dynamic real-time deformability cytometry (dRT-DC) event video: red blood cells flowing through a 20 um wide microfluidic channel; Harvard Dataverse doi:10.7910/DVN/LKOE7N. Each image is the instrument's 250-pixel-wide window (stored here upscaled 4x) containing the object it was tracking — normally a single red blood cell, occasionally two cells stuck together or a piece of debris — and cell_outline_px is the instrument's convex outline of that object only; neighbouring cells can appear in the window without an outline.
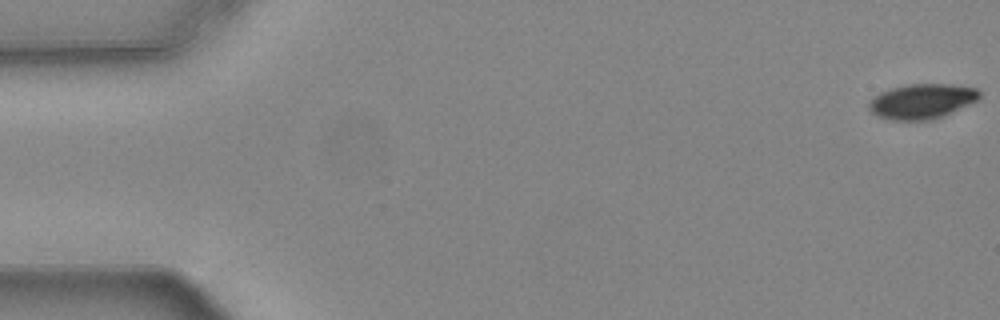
{"species": "common noctule bat (a hibernating species)", "species_latin": "Nyctalus noctula", "temperature_condition": "warm", "stored_images_in_passage": 55, "camera_frame_rate_fps": 3000, "um_per_image_px": 0.085, "animal": {"sex": "female", "body_mass_g": 24.6, "forearm_length_mm": 56.2}, "frame": {"image": 1, "passage_image": 1, "time_ms": 0.0, "image_size_px": [1000, 320], "cell_outline_px": [[980, 96], [976, 100], [944, 116], [932, 120], [892, 120], [876, 116], [868, 108], [868, 104], [880, 92], [892, 88], [908, 84], [952, 84], [976, 88], [980, 92]], "centroid_in_image_um": [78.35, 8.61], "position_along_channel_um": 6.6, "area_um2": 22.37}}
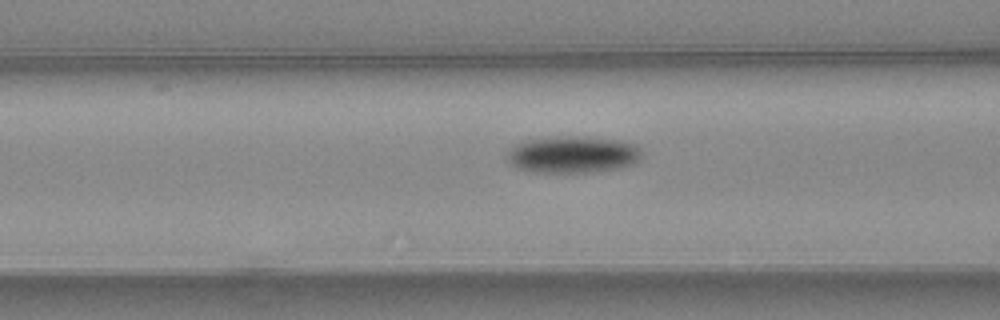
{"frame": {"image": 2, "passage_image": 22, "time_ms": 7.0, "image_size_px": [1000, 320], "cell_outline_px": [[640, 160], [632, 164], [620, 168], [592, 172], [532, 172], [516, 168], [508, 160], [508, 152], [516, 144], [528, 140], [568, 136], [576, 136], [620, 140], [636, 144], [640, 148]], "centroid_in_image_um": [48.72, 13.14], "position_along_channel_um": 117.9, "area_um2": 28.73}}
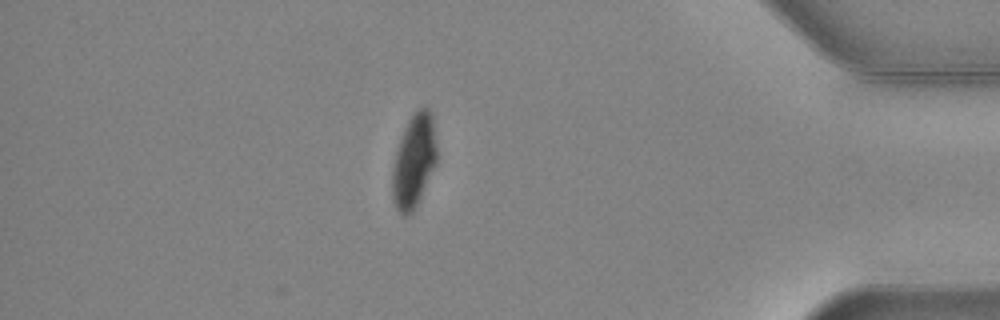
{"frame": {"image": 3, "passage_image": 48, "time_ms": 15.667, "image_size_px": [1000, 320], "cell_outline_px": [[436, 164], [412, 212], [404, 216], [400, 216], [396, 208], [392, 196], [392, 168], [396, 152], [404, 128], [408, 120], [416, 108], [428, 108], [432, 112], [436, 144]], "centroid_in_image_um": [35.17, 13.66], "position_along_channel_um": 400.0, "area_um2": 24.04}, "authors_computed_cell_mechanics": {"area_um2": 26.01, "velocity_mm_per_s": 3.7283, "shape_relaxation_time_tau1_ms": 3.8077, "shape_relaxation_time_tau2_ms": null, "deformation_change_tau1": 0.1367, "deformation_change_tau2": null}}